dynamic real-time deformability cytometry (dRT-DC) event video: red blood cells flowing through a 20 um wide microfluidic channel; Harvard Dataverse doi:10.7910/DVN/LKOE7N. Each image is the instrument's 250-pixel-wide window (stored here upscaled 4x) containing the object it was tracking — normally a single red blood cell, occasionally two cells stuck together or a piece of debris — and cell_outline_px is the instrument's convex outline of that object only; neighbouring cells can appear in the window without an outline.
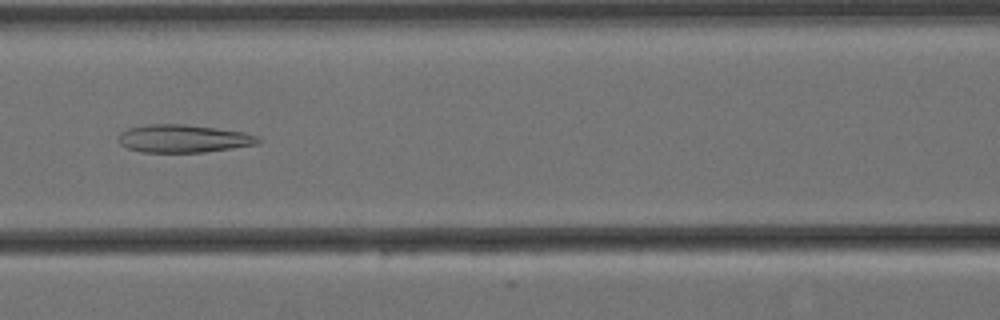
{"species": "Egyptian fruit bat (a non-hibernating species)", "species_latin": "Rousettus aegyptiacus", "temperature_condition": "cold", "stored_images_in_passage": 7, "camera_frame_rate_fps": 3000, "um_per_image_px": 0.085, "animal": {"sex": "female"}, "frame": {"image": 1, "passage_image": 6, "time_ms": 1.667, "image_size_px": [1000, 320], "cell_outline_px": [[260, 144], [204, 152], [140, 152], [128, 148], [120, 144], [120, 132], [128, 128], [148, 124], [184, 124], [216, 128], [244, 132], [260, 136]], "centroid_in_image_um": [15.62, 11.78], "position_along_channel_um": 151.0, "area_um2": 22.72}}
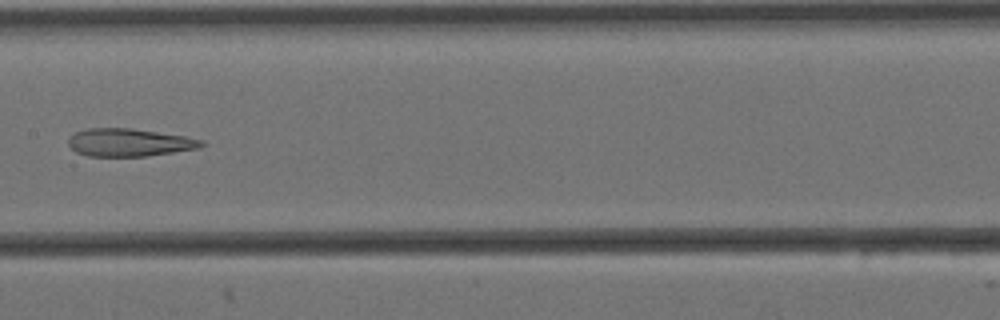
{"frame": {"image": 2, "passage_image": 7, "time_ms": 2.0, "image_size_px": [1000, 320], "cell_outline_px": [[204, 144], [200, 148], [148, 156], [88, 156], [76, 152], [68, 144], [68, 140], [76, 132], [88, 128], [132, 128], [184, 136], [204, 140]], "centroid_in_image_um": [11.0, 12.11], "position_along_channel_um": 196.4, "area_um2": 21.5}}